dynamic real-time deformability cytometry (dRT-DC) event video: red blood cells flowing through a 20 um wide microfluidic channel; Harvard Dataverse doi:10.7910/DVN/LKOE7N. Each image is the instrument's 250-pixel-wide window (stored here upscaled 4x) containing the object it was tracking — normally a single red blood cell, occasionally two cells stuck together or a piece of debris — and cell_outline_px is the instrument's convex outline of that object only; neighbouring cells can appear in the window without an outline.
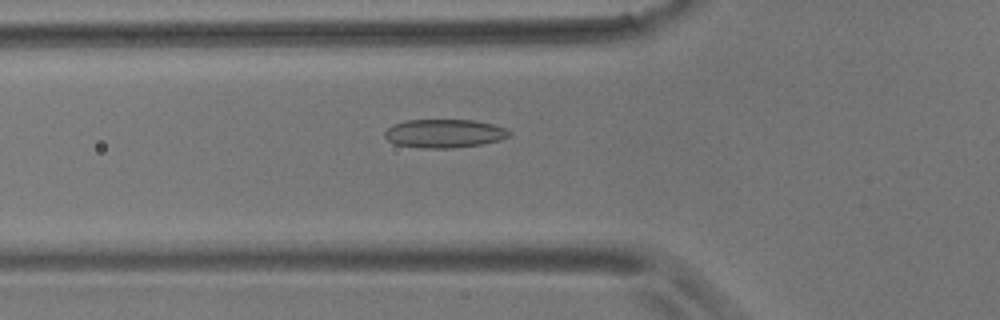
{"species": "common noctule bat (a hibernating species)", "species_latin": "Nyctalus noctula", "temperature_condition": "room temperature", "stored_images_in_passage": 57, "camera_frame_rate_fps": 3000, "um_per_image_px": 0.085, "animal": {"sex": "male", "body_mass_g": 17.9}, "frame": {"image": 1, "passage_image": 20, "time_ms": 6.333, "image_size_px": [1000, 320], "cell_outline_px": [[512, 136], [500, 140], [480, 144], [452, 148], [420, 148], [396, 144], [388, 140], [384, 136], [384, 132], [392, 124], [408, 120], [476, 120], [492, 124], [504, 128], [512, 132]], "centroid_in_image_um": [37.77, 11.34], "position_along_channel_um": 88.0, "area_um2": 20.75}}
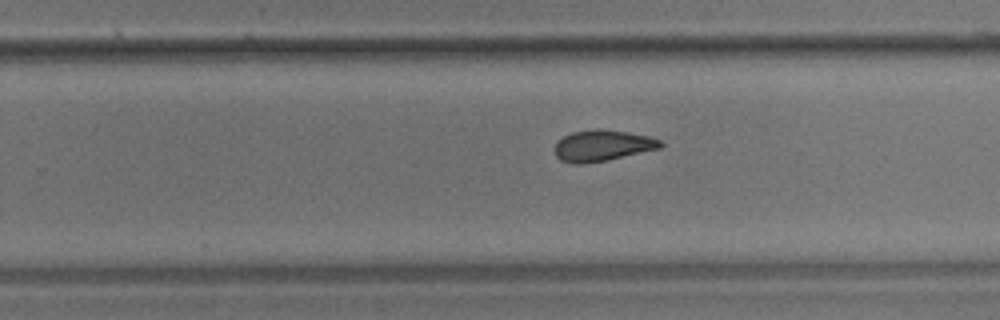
{"frame": {"image": 2, "passage_image": 36, "time_ms": 11.667, "image_size_px": [1000, 320], "cell_outline_px": [[664, 144], [660, 148], [604, 160], [580, 164], [572, 164], [560, 160], [556, 156], [556, 140], [572, 132], [596, 128], [600, 128], [628, 132], [648, 136], [660, 140]], "centroid_in_image_um": [51.17, 12.35], "position_along_channel_um": 278.6, "area_um2": 19.02}}
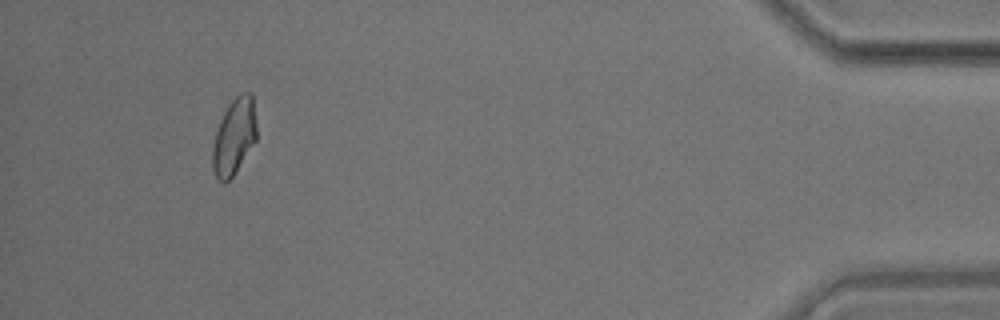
{"frame": {"image": 3, "passage_image": 53, "time_ms": 17.333, "image_size_px": [1000, 320], "cell_outline_px": [[256, 140], [232, 176], [224, 184], [216, 176], [212, 168], [212, 148], [216, 132], [220, 120], [228, 104], [240, 92], [252, 92], [256, 124]], "centroid_in_image_um": [19.9, 11.57], "position_along_channel_um": 415.3, "area_um2": 19.42}, "authors_computed_cell_mechanics": {"area_um2": 19.652, "velocity_mm_per_s": 3.5683, "shape_relaxation_time_tau1_ms": null, "shape_relaxation_time_tau2_ms": 3.9315, "deformation_change_tau1": null, "deformation_change_tau2": 0.0976}}